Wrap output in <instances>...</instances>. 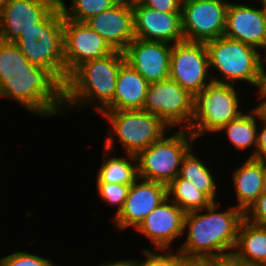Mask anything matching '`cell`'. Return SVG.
<instances>
[{"label": "cell", "instance_id": "3", "mask_svg": "<svg viewBox=\"0 0 266 266\" xmlns=\"http://www.w3.org/2000/svg\"><path fill=\"white\" fill-rule=\"evenodd\" d=\"M124 62V53L114 50L79 65L65 82L64 113L92 106L100 114L113 101L118 71Z\"/></svg>", "mask_w": 266, "mask_h": 266}, {"label": "cell", "instance_id": "7", "mask_svg": "<svg viewBox=\"0 0 266 266\" xmlns=\"http://www.w3.org/2000/svg\"><path fill=\"white\" fill-rule=\"evenodd\" d=\"M235 85L212 80L200 92L194 95L193 117L189 131L198 139L204 134H216L224 125L238 118L240 96Z\"/></svg>", "mask_w": 266, "mask_h": 266}, {"label": "cell", "instance_id": "15", "mask_svg": "<svg viewBox=\"0 0 266 266\" xmlns=\"http://www.w3.org/2000/svg\"><path fill=\"white\" fill-rule=\"evenodd\" d=\"M172 46L135 38L123 53L125 61L150 84L169 79Z\"/></svg>", "mask_w": 266, "mask_h": 266}, {"label": "cell", "instance_id": "19", "mask_svg": "<svg viewBox=\"0 0 266 266\" xmlns=\"http://www.w3.org/2000/svg\"><path fill=\"white\" fill-rule=\"evenodd\" d=\"M59 0H7L0 13V40L15 42L21 33L40 22Z\"/></svg>", "mask_w": 266, "mask_h": 266}, {"label": "cell", "instance_id": "39", "mask_svg": "<svg viewBox=\"0 0 266 266\" xmlns=\"http://www.w3.org/2000/svg\"><path fill=\"white\" fill-rule=\"evenodd\" d=\"M258 3H261L263 9H264V12H265V16H266V0H259Z\"/></svg>", "mask_w": 266, "mask_h": 266}, {"label": "cell", "instance_id": "14", "mask_svg": "<svg viewBox=\"0 0 266 266\" xmlns=\"http://www.w3.org/2000/svg\"><path fill=\"white\" fill-rule=\"evenodd\" d=\"M135 38L165 42L171 45L184 41L181 13H164L132 0Z\"/></svg>", "mask_w": 266, "mask_h": 266}, {"label": "cell", "instance_id": "32", "mask_svg": "<svg viewBox=\"0 0 266 266\" xmlns=\"http://www.w3.org/2000/svg\"><path fill=\"white\" fill-rule=\"evenodd\" d=\"M258 144L253 159L266 161V108L259 106ZM261 127V128H260Z\"/></svg>", "mask_w": 266, "mask_h": 266}, {"label": "cell", "instance_id": "16", "mask_svg": "<svg viewBox=\"0 0 266 266\" xmlns=\"http://www.w3.org/2000/svg\"><path fill=\"white\" fill-rule=\"evenodd\" d=\"M230 2L224 36L251 45L266 53V16L260 6Z\"/></svg>", "mask_w": 266, "mask_h": 266}, {"label": "cell", "instance_id": "1", "mask_svg": "<svg viewBox=\"0 0 266 266\" xmlns=\"http://www.w3.org/2000/svg\"><path fill=\"white\" fill-rule=\"evenodd\" d=\"M5 97L33 115H65V84L51 70L32 65L17 44L0 40V98Z\"/></svg>", "mask_w": 266, "mask_h": 266}, {"label": "cell", "instance_id": "24", "mask_svg": "<svg viewBox=\"0 0 266 266\" xmlns=\"http://www.w3.org/2000/svg\"><path fill=\"white\" fill-rule=\"evenodd\" d=\"M103 152H105L104 158L96 175V183L131 185L139 178L136 155L127 154V157H109L110 150L104 148Z\"/></svg>", "mask_w": 266, "mask_h": 266}, {"label": "cell", "instance_id": "40", "mask_svg": "<svg viewBox=\"0 0 266 266\" xmlns=\"http://www.w3.org/2000/svg\"><path fill=\"white\" fill-rule=\"evenodd\" d=\"M6 2H7V0H0V13H1L3 7L5 6Z\"/></svg>", "mask_w": 266, "mask_h": 266}, {"label": "cell", "instance_id": "20", "mask_svg": "<svg viewBox=\"0 0 266 266\" xmlns=\"http://www.w3.org/2000/svg\"><path fill=\"white\" fill-rule=\"evenodd\" d=\"M149 83L126 61L120 66L113 101L103 111L142 110Z\"/></svg>", "mask_w": 266, "mask_h": 266}, {"label": "cell", "instance_id": "2", "mask_svg": "<svg viewBox=\"0 0 266 266\" xmlns=\"http://www.w3.org/2000/svg\"><path fill=\"white\" fill-rule=\"evenodd\" d=\"M219 202L184 216V234L187 238L177 251L188 259H211L234 252L238 231L245 215L234 205L225 211H218ZM205 210V213L203 211Z\"/></svg>", "mask_w": 266, "mask_h": 266}, {"label": "cell", "instance_id": "25", "mask_svg": "<svg viewBox=\"0 0 266 266\" xmlns=\"http://www.w3.org/2000/svg\"><path fill=\"white\" fill-rule=\"evenodd\" d=\"M208 167L195 152L193 153L192 148L182 161L178 177L193 184L198 191L206 194L213 202H218L215 200L218 197L217 181L214 180V175Z\"/></svg>", "mask_w": 266, "mask_h": 266}, {"label": "cell", "instance_id": "27", "mask_svg": "<svg viewBox=\"0 0 266 266\" xmlns=\"http://www.w3.org/2000/svg\"><path fill=\"white\" fill-rule=\"evenodd\" d=\"M70 8L64 0L59 5L65 19L85 23L93 16L100 14L116 5L120 0H69ZM69 8V9H68Z\"/></svg>", "mask_w": 266, "mask_h": 266}, {"label": "cell", "instance_id": "31", "mask_svg": "<svg viewBox=\"0 0 266 266\" xmlns=\"http://www.w3.org/2000/svg\"><path fill=\"white\" fill-rule=\"evenodd\" d=\"M245 219L266 227V193L262 195L250 206V208L244 213Z\"/></svg>", "mask_w": 266, "mask_h": 266}, {"label": "cell", "instance_id": "30", "mask_svg": "<svg viewBox=\"0 0 266 266\" xmlns=\"http://www.w3.org/2000/svg\"><path fill=\"white\" fill-rule=\"evenodd\" d=\"M52 259L28 253L16 251L0 258V266H54Z\"/></svg>", "mask_w": 266, "mask_h": 266}, {"label": "cell", "instance_id": "11", "mask_svg": "<svg viewBox=\"0 0 266 266\" xmlns=\"http://www.w3.org/2000/svg\"><path fill=\"white\" fill-rule=\"evenodd\" d=\"M205 43L181 41L173 44L169 79L193 96L213 80Z\"/></svg>", "mask_w": 266, "mask_h": 266}, {"label": "cell", "instance_id": "23", "mask_svg": "<svg viewBox=\"0 0 266 266\" xmlns=\"http://www.w3.org/2000/svg\"><path fill=\"white\" fill-rule=\"evenodd\" d=\"M249 112H243L238 118L224 125L217 134L225 131L228 140L237 151H246L253 147L249 155V158H253L258 144L259 106L251 108Z\"/></svg>", "mask_w": 266, "mask_h": 266}, {"label": "cell", "instance_id": "6", "mask_svg": "<svg viewBox=\"0 0 266 266\" xmlns=\"http://www.w3.org/2000/svg\"><path fill=\"white\" fill-rule=\"evenodd\" d=\"M100 115L110 124L104 148L111 152L115 134L126 154L137 155L172 130L158 116L143 110L102 111Z\"/></svg>", "mask_w": 266, "mask_h": 266}, {"label": "cell", "instance_id": "37", "mask_svg": "<svg viewBox=\"0 0 266 266\" xmlns=\"http://www.w3.org/2000/svg\"><path fill=\"white\" fill-rule=\"evenodd\" d=\"M182 266H212L210 259H188L186 258Z\"/></svg>", "mask_w": 266, "mask_h": 266}, {"label": "cell", "instance_id": "33", "mask_svg": "<svg viewBox=\"0 0 266 266\" xmlns=\"http://www.w3.org/2000/svg\"><path fill=\"white\" fill-rule=\"evenodd\" d=\"M144 6L164 13H181L183 0H139Z\"/></svg>", "mask_w": 266, "mask_h": 266}, {"label": "cell", "instance_id": "12", "mask_svg": "<svg viewBox=\"0 0 266 266\" xmlns=\"http://www.w3.org/2000/svg\"><path fill=\"white\" fill-rule=\"evenodd\" d=\"M113 51L104 38L86 23L64 18L65 82L68 76L83 62L105 57Z\"/></svg>", "mask_w": 266, "mask_h": 266}, {"label": "cell", "instance_id": "38", "mask_svg": "<svg viewBox=\"0 0 266 266\" xmlns=\"http://www.w3.org/2000/svg\"><path fill=\"white\" fill-rule=\"evenodd\" d=\"M263 191L266 193V161H263Z\"/></svg>", "mask_w": 266, "mask_h": 266}, {"label": "cell", "instance_id": "26", "mask_svg": "<svg viewBox=\"0 0 266 266\" xmlns=\"http://www.w3.org/2000/svg\"><path fill=\"white\" fill-rule=\"evenodd\" d=\"M167 195L185 213L204 209L213 203L206 194L198 191L193 184L180 177L175 178L167 186Z\"/></svg>", "mask_w": 266, "mask_h": 266}, {"label": "cell", "instance_id": "34", "mask_svg": "<svg viewBox=\"0 0 266 266\" xmlns=\"http://www.w3.org/2000/svg\"><path fill=\"white\" fill-rule=\"evenodd\" d=\"M210 260L212 266H251L241 259L235 252L221 254Z\"/></svg>", "mask_w": 266, "mask_h": 266}, {"label": "cell", "instance_id": "8", "mask_svg": "<svg viewBox=\"0 0 266 266\" xmlns=\"http://www.w3.org/2000/svg\"><path fill=\"white\" fill-rule=\"evenodd\" d=\"M136 155L138 177L169 185L178 177L182 161L196 139L187 129H178Z\"/></svg>", "mask_w": 266, "mask_h": 266}, {"label": "cell", "instance_id": "29", "mask_svg": "<svg viewBox=\"0 0 266 266\" xmlns=\"http://www.w3.org/2000/svg\"><path fill=\"white\" fill-rule=\"evenodd\" d=\"M130 186L128 184L96 183L97 195L100 196L102 202L117 207L114 217L122 210Z\"/></svg>", "mask_w": 266, "mask_h": 266}, {"label": "cell", "instance_id": "4", "mask_svg": "<svg viewBox=\"0 0 266 266\" xmlns=\"http://www.w3.org/2000/svg\"><path fill=\"white\" fill-rule=\"evenodd\" d=\"M63 24L58 3L40 22L24 30L14 43L32 65L51 70L65 84Z\"/></svg>", "mask_w": 266, "mask_h": 266}, {"label": "cell", "instance_id": "5", "mask_svg": "<svg viewBox=\"0 0 266 266\" xmlns=\"http://www.w3.org/2000/svg\"><path fill=\"white\" fill-rule=\"evenodd\" d=\"M210 72L217 70V75L212 74V79L217 82L236 85L242 81L258 86L260 78V63L262 53L255 47L238 40L221 36L205 43Z\"/></svg>", "mask_w": 266, "mask_h": 266}, {"label": "cell", "instance_id": "35", "mask_svg": "<svg viewBox=\"0 0 266 266\" xmlns=\"http://www.w3.org/2000/svg\"><path fill=\"white\" fill-rule=\"evenodd\" d=\"M266 54L264 53L260 63V78L257 86V93L261 101L257 104L263 108H266Z\"/></svg>", "mask_w": 266, "mask_h": 266}, {"label": "cell", "instance_id": "17", "mask_svg": "<svg viewBox=\"0 0 266 266\" xmlns=\"http://www.w3.org/2000/svg\"><path fill=\"white\" fill-rule=\"evenodd\" d=\"M185 212L167 198L135 229L145 235L155 250H169L171 243L184 234Z\"/></svg>", "mask_w": 266, "mask_h": 266}, {"label": "cell", "instance_id": "10", "mask_svg": "<svg viewBox=\"0 0 266 266\" xmlns=\"http://www.w3.org/2000/svg\"><path fill=\"white\" fill-rule=\"evenodd\" d=\"M228 0H184L181 20L184 40L206 43L224 36Z\"/></svg>", "mask_w": 266, "mask_h": 266}, {"label": "cell", "instance_id": "13", "mask_svg": "<svg viewBox=\"0 0 266 266\" xmlns=\"http://www.w3.org/2000/svg\"><path fill=\"white\" fill-rule=\"evenodd\" d=\"M167 198V185L138 178L131 184L122 210L113 217L114 226L120 231L136 229Z\"/></svg>", "mask_w": 266, "mask_h": 266}, {"label": "cell", "instance_id": "36", "mask_svg": "<svg viewBox=\"0 0 266 266\" xmlns=\"http://www.w3.org/2000/svg\"><path fill=\"white\" fill-rule=\"evenodd\" d=\"M100 266H137L136 260L133 259H120V260H112L108 262L101 263Z\"/></svg>", "mask_w": 266, "mask_h": 266}, {"label": "cell", "instance_id": "22", "mask_svg": "<svg viewBox=\"0 0 266 266\" xmlns=\"http://www.w3.org/2000/svg\"><path fill=\"white\" fill-rule=\"evenodd\" d=\"M234 252L251 266H266V227L244 218Z\"/></svg>", "mask_w": 266, "mask_h": 266}, {"label": "cell", "instance_id": "9", "mask_svg": "<svg viewBox=\"0 0 266 266\" xmlns=\"http://www.w3.org/2000/svg\"><path fill=\"white\" fill-rule=\"evenodd\" d=\"M194 96L170 79L150 83L142 110L158 116L171 129H190Z\"/></svg>", "mask_w": 266, "mask_h": 266}, {"label": "cell", "instance_id": "21", "mask_svg": "<svg viewBox=\"0 0 266 266\" xmlns=\"http://www.w3.org/2000/svg\"><path fill=\"white\" fill-rule=\"evenodd\" d=\"M233 172L231 179L237 197L235 207L245 213L264 192L263 161L248 157Z\"/></svg>", "mask_w": 266, "mask_h": 266}, {"label": "cell", "instance_id": "28", "mask_svg": "<svg viewBox=\"0 0 266 266\" xmlns=\"http://www.w3.org/2000/svg\"><path fill=\"white\" fill-rule=\"evenodd\" d=\"M157 251H161L160 254L154 252L152 249L150 250V247L149 249L143 248L142 254L146 258L141 261L136 259L137 266H182L184 260L186 259L181 252H172V249Z\"/></svg>", "mask_w": 266, "mask_h": 266}, {"label": "cell", "instance_id": "18", "mask_svg": "<svg viewBox=\"0 0 266 266\" xmlns=\"http://www.w3.org/2000/svg\"><path fill=\"white\" fill-rule=\"evenodd\" d=\"M99 33L113 50L124 51L135 39L132 1L120 0L112 8L85 22Z\"/></svg>", "mask_w": 266, "mask_h": 266}]
</instances>
